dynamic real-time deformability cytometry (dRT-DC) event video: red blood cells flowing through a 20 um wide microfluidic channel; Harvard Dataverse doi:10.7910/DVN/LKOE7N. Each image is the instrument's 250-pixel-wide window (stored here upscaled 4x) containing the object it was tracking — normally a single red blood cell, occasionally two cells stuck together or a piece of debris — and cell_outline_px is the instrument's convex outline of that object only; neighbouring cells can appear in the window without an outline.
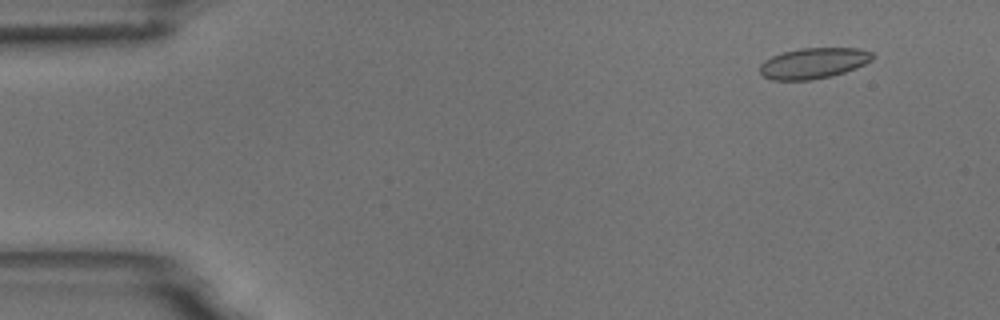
{"species": "common noctule bat (a hibernating species)", "species_latin": "Nyctalus noctula", "temperature_condition": "room temperature", "stored_images_in_passage": 5, "camera_frame_rate_fps": 3000, "um_per_image_px": 0.085, "animal": {"sex": "male", "body_mass_g": 18.8}, "frame": {"image": 1, "passage_image": 2, "time_ms": 0.333, "image_size_px": [1000, 320], "cell_outline_px": [[876, 56], [872, 60], [856, 68], [832, 76], [808, 80], [772, 80], [764, 76], [760, 72], [760, 64], [764, 60], [772, 56], [784, 52], [800, 48], [856, 48], [872, 52]], "centroid_in_image_um": [69.16, 5.37], "position_along_channel_um": 15.8, "area_um2": 20.17}}
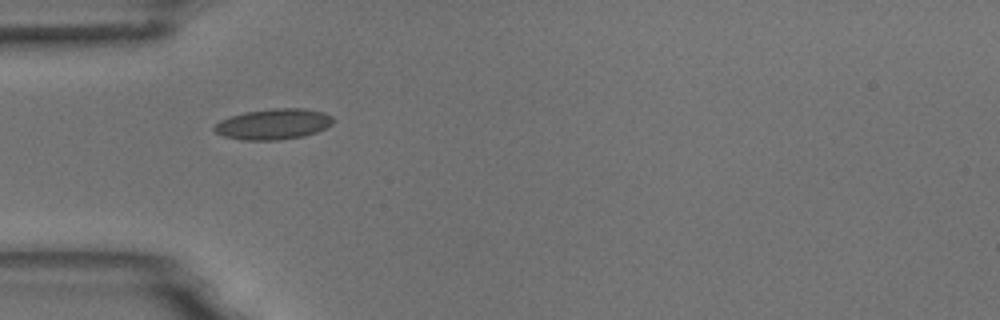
{"frame": {"image": 2, "passage_image": 4, "time_ms": 1.0, "image_size_px": [1000, 320], "cell_outline_px": [[336, 120], [332, 124], [316, 132], [304, 136], [280, 140], [244, 140], [224, 136], [216, 132], [212, 128], [220, 120], [244, 112], [272, 108], [304, 108], [324, 112], [332, 116]], "centroid_in_image_um": [23.27, 10.54], "position_along_channel_um": 61.7, "area_um2": 21.33}}